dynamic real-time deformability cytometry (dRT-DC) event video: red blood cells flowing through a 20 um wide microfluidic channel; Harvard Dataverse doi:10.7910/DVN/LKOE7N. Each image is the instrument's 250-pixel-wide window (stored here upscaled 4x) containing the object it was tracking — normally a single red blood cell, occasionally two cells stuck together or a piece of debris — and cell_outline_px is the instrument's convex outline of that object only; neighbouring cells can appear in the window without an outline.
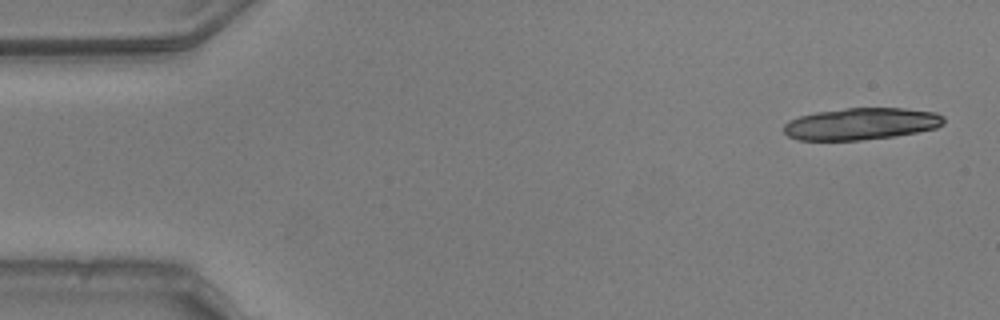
{"species": "common noctule bat (a hibernating species)", "species_latin": "Nyctalus noctula", "temperature_condition": "warm", "stored_images_in_passage": 13, "camera_frame_rate_fps": 3000, "um_per_image_px": 0.085, "animal": {"sex": "male", "body_mass_g": 20.5, "forearm_length_mm": 52.5}, "frame": {"image": 1, "passage_image": 1, "time_ms": 0.0, "image_size_px": [1000, 320], "cell_outline_px": [[944, 124], [936, 128], [896, 136], [860, 140], [796, 140], [788, 136], [784, 132], [784, 124], [788, 120], [800, 116], [816, 112], [844, 108], [904, 108], [936, 112], [944, 116]], "centroid_in_image_um": [73.2, 10.52], "position_along_channel_um": 11.8, "area_um2": 29.88}}